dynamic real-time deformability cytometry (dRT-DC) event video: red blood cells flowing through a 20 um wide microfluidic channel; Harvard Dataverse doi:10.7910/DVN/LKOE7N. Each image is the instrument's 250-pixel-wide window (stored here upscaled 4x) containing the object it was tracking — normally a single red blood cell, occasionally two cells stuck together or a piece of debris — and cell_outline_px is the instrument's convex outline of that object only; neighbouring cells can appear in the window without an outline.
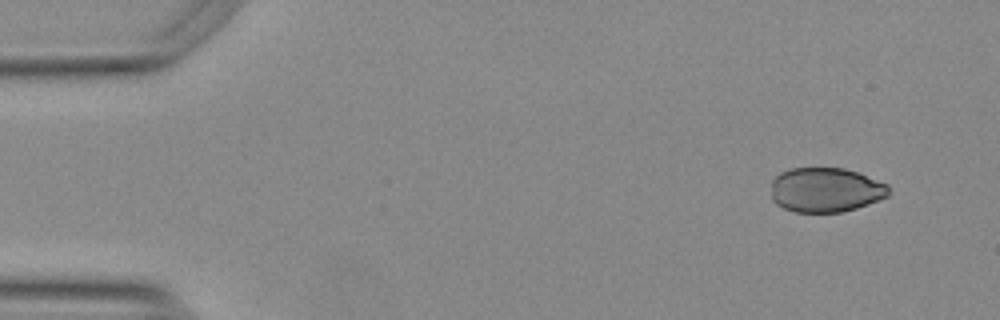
{"species": "Egyptian fruit bat (a non-hibernating species)", "species_latin": "Rousettus aegyptiacus", "temperature_condition": "warm", "stored_images_in_passage": 51, "camera_frame_rate_fps": 3000, "um_per_image_px": 0.085, "animal": {"sex": "female"}, "frame": {"image": 1, "passage_image": 1, "time_ms": 0.0, "image_size_px": [1000, 320], "cell_outline_px": [[888, 196], [856, 208], [840, 212], [796, 212], [784, 208], [776, 204], [772, 200], [772, 180], [780, 172], [788, 168], [844, 168], [860, 172], [888, 184]], "centroid_in_image_um": [70.17, 16.12], "position_along_channel_um": 14.8, "area_um2": 30.69}}
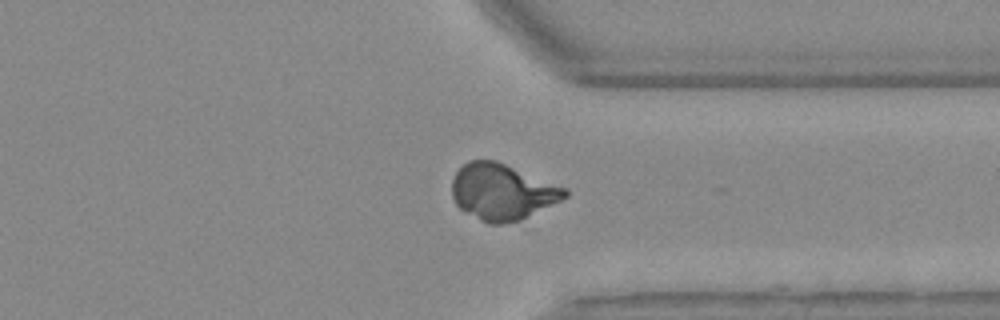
{"frame": {"image": 2, "passage_image": 38, "time_ms": 12.333, "image_size_px": [1000, 320], "cell_outline_px": [[568, 196], [520, 220], [500, 224], [488, 224], [460, 208], [456, 204], [452, 196], [452, 180], [456, 172], [468, 160], [496, 160], [564, 188], [568, 192]], "centroid_in_image_um": [42.64, 16.3], "position_along_channel_um": 368.8, "area_um2": 36.24}}
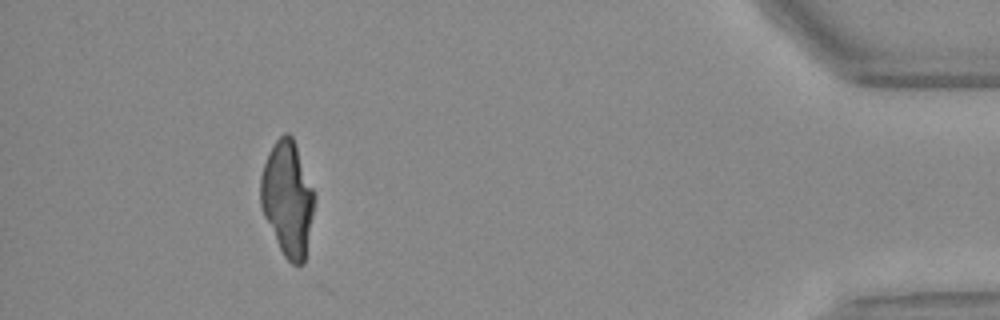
{"frame": {"image": 3, "passage_image": 46, "time_ms": 15.0, "image_size_px": [1000, 320], "cell_outline_px": [[312, 212], [304, 264], [292, 264], [284, 256], [264, 216], [260, 204], [260, 176], [268, 152], [276, 140], [284, 132], [288, 132], [292, 136], [296, 144], [312, 188]], "centroid_in_image_um": [24.4, 16.84], "position_along_channel_um": 410.8, "area_um2": 35.14}}